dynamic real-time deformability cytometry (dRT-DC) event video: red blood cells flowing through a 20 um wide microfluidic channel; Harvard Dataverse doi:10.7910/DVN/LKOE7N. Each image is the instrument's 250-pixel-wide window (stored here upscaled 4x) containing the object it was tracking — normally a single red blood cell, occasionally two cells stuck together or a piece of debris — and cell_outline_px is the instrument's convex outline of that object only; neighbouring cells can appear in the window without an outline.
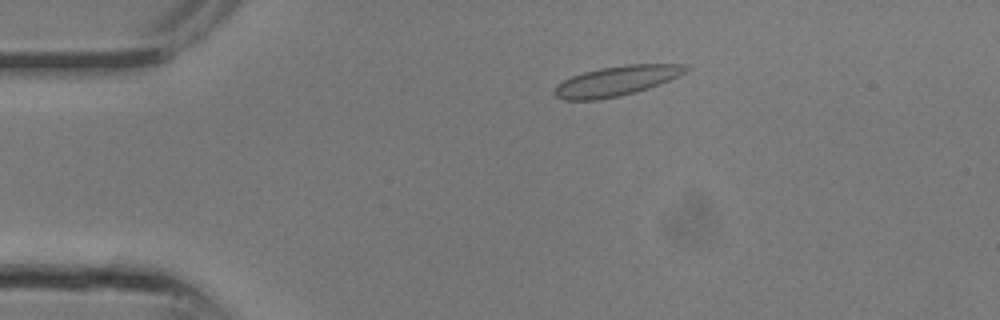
{"species": "common noctule bat (a hibernating species)", "species_latin": "Nyctalus noctula", "temperature_condition": "room temperature", "stored_images_in_passage": 11, "camera_frame_rate_fps": 3000, "um_per_image_px": 0.085, "animal": {"sex": "male", "body_mass_g": 13.3}, "frame": {"image": 1, "passage_image": 5, "time_ms": 1.333, "image_size_px": [1000, 320], "cell_outline_px": [[688, 68], [684, 72], [660, 84], [636, 92], [620, 96], [596, 100], [564, 100], [556, 96], [552, 92], [556, 84], [572, 76], [584, 72], [600, 68], [628, 64], [684, 64]], "centroid_in_image_um": [52.33, 6.89], "position_along_channel_um": 32.7, "area_um2": 22.72}}
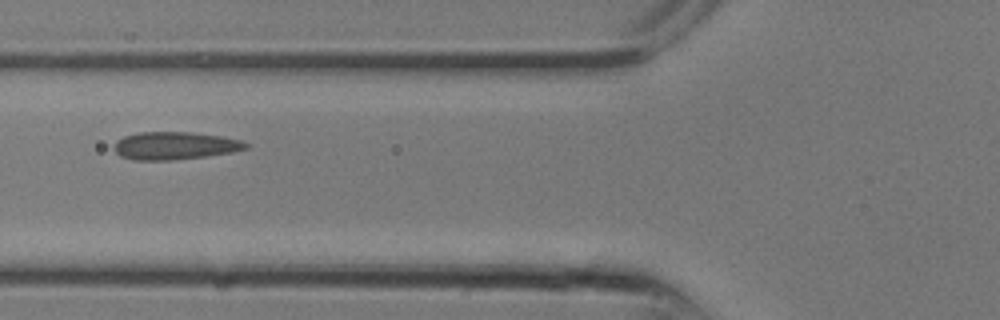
{"frame": {"image": 2, "passage_image": 10, "time_ms": 3.0, "image_size_px": [1000, 320], "cell_outline_px": [[248, 148], [232, 152], [204, 156], [172, 160], [132, 160], [120, 156], [112, 148], [116, 140], [124, 136], [140, 132], [192, 132], [224, 136], [240, 140], [248, 144]], "centroid_in_image_um": [14.83, 12.38], "position_along_channel_um": 111.0, "area_um2": 21.39}}